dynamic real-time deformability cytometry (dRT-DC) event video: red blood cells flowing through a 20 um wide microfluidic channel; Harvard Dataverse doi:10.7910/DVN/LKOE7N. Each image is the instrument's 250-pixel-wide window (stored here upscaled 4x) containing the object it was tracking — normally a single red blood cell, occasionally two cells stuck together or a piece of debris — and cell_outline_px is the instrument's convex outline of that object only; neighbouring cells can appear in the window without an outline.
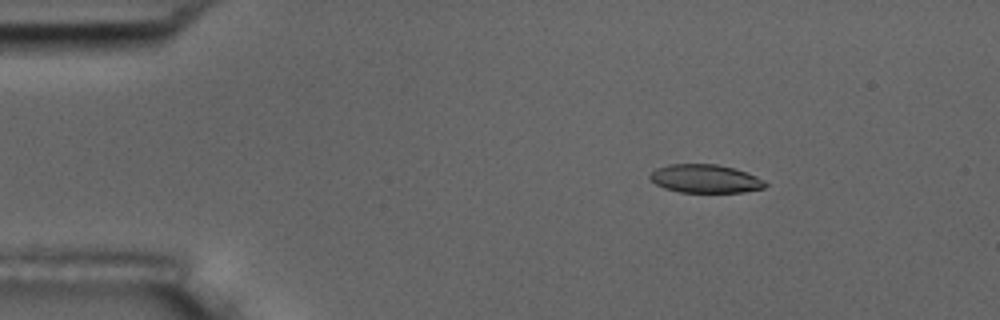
{"species": "common noctule bat (a hibernating species)", "species_latin": "Nyctalus noctula", "temperature_condition": "room temperature", "stored_images_in_passage": 4, "camera_frame_rate_fps": 3000, "um_per_image_px": 0.085, "animal": {"sex": "male", "body_mass_g": 17.5, "forearm_length_mm": 52.3}, "frame": {"image": 1, "passage_image": 2, "time_ms": 1.0, "image_size_px": [1000, 320], "cell_outline_px": [[768, 184], [764, 188], [744, 192], [680, 192], [664, 188], [656, 184], [648, 176], [656, 168], [668, 164], [716, 164], [732, 168], [756, 176], [764, 180]], "centroid_in_image_um": [59.94, 15.19], "position_along_channel_um": 25.1, "area_um2": 18.96}}